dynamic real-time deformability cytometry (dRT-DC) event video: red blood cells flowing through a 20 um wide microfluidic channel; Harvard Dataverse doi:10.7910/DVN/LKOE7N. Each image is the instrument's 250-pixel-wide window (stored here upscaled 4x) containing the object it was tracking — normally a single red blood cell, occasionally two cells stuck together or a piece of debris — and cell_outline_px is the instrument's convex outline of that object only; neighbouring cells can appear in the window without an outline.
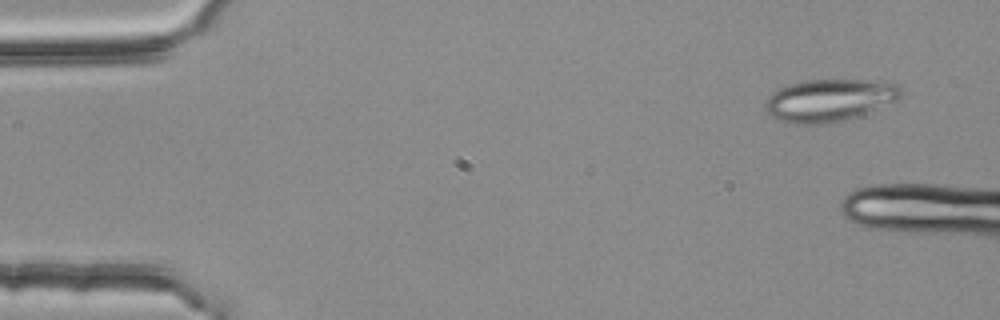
{"species": "common noctule bat (a hibernating species)", "species_latin": "Nyctalus noctula", "temperature_condition": "room temperature", "stored_images_in_passage": 23, "camera_frame_rate_fps": 3000, "um_per_image_px": 0.085, "animal": {"sex": "female", "body_mass_g": 25.1}, "frame": {"image": 1, "passage_image": 4, "time_ms": 1.0, "image_size_px": [1000, 320], "cell_outline_px": [[904, 92], [896, 100], [864, 112], [840, 120], [824, 124], [792, 124], [780, 120], [772, 116], [764, 108], [764, 100], [772, 92], [780, 88], [804, 80], [884, 80], [900, 84]], "centroid_in_image_um": [70.48, 8.49], "position_along_channel_um": 14.5, "area_um2": 33.23}}
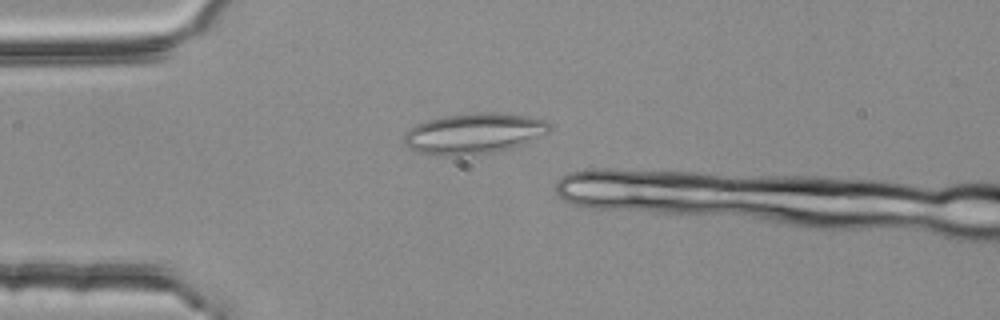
{"frame": {"image": 2, "passage_image": 14, "time_ms": 4.333, "image_size_px": [1000, 320], "cell_outline_px": [[552, 128], [544, 136], [524, 144], [512, 148], [472, 156], [432, 156], [416, 152], [408, 148], [404, 144], [404, 132], [408, 128], [416, 124], [428, 120], [444, 116], [476, 112], [492, 112], [524, 116], [544, 120], [552, 124]], "centroid_in_image_um": [40.25, 11.37], "position_along_channel_um": 44.7, "area_um2": 35.2}}